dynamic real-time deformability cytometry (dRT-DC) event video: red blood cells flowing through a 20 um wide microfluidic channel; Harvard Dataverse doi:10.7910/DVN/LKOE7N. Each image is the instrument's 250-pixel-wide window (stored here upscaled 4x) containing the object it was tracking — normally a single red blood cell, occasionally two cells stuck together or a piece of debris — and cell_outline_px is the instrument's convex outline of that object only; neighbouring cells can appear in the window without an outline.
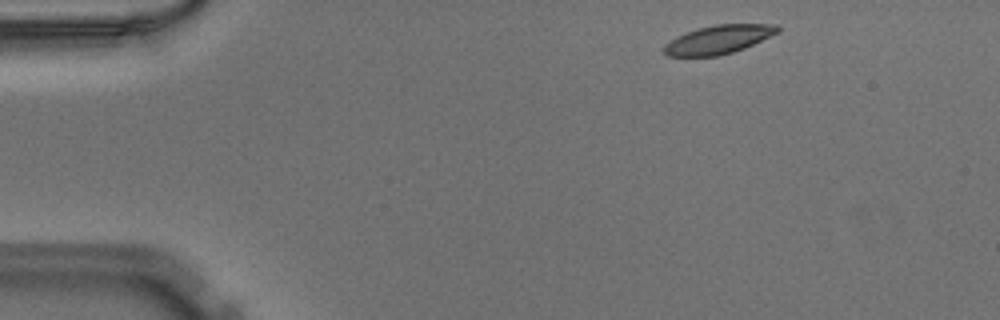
{"species": "Egyptian fruit bat (a non-hibernating species)", "species_latin": "Rousettus aegyptiacus", "temperature_condition": "warm", "stored_images_in_passage": 46, "camera_frame_rate_fps": 3000, "um_per_image_px": 0.085, "animal": {"sex": "male"}, "frame": {"image": 1, "passage_image": 2, "time_ms": 0.333, "image_size_px": [1000, 320], "cell_outline_px": [[780, 32], [744, 48], [720, 56], [664, 56], [664, 44], [676, 36], [700, 28], [716, 24], [776, 24], [780, 28]], "centroid_in_image_um": [61.08, 3.36], "position_along_channel_um": 23.9, "area_um2": 18.9}}
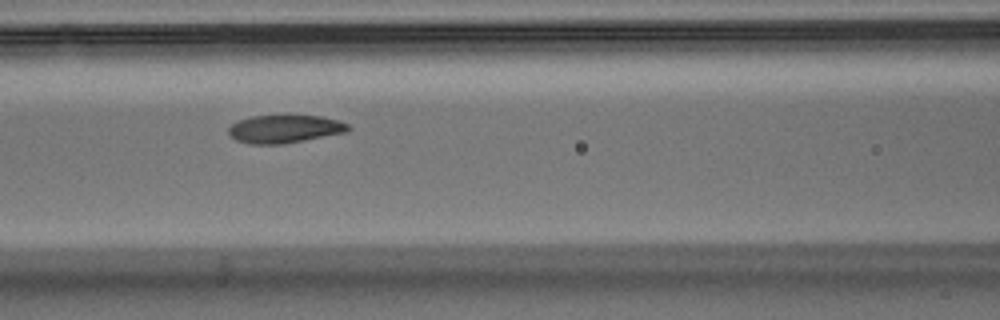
{"frame": {"image": 2, "passage_image": 17, "time_ms": 5.333, "image_size_px": [1000, 320], "cell_outline_px": [[352, 128], [348, 132], [284, 144], [248, 144], [236, 140], [228, 132], [228, 128], [232, 124], [240, 120], [252, 116], [320, 116], [336, 120], [348, 124]], "centroid_in_image_um": [24.21, 10.97], "position_along_channel_um": 142.4, "area_um2": 19.42}}
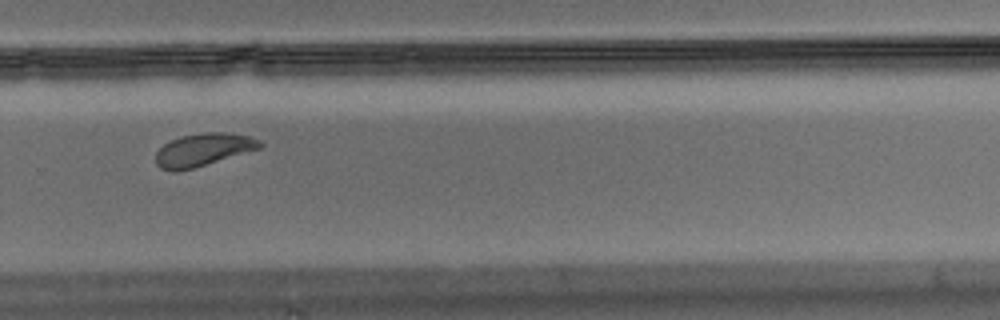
{"frame": {"image": 3, "passage_image": 30, "time_ms": 9.667, "image_size_px": [1000, 320], "cell_outline_px": [[264, 144], [260, 148], [192, 168], [176, 172], [172, 172], [160, 168], [156, 164], [156, 152], [164, 144], [180, 136], [208, 132], [228, 132], [252, 136], [260, 140]], "centroid_in_image_um": [17.27, 12.72], "position_along_channel_um": 312.5, "area_um2": 19.77}}